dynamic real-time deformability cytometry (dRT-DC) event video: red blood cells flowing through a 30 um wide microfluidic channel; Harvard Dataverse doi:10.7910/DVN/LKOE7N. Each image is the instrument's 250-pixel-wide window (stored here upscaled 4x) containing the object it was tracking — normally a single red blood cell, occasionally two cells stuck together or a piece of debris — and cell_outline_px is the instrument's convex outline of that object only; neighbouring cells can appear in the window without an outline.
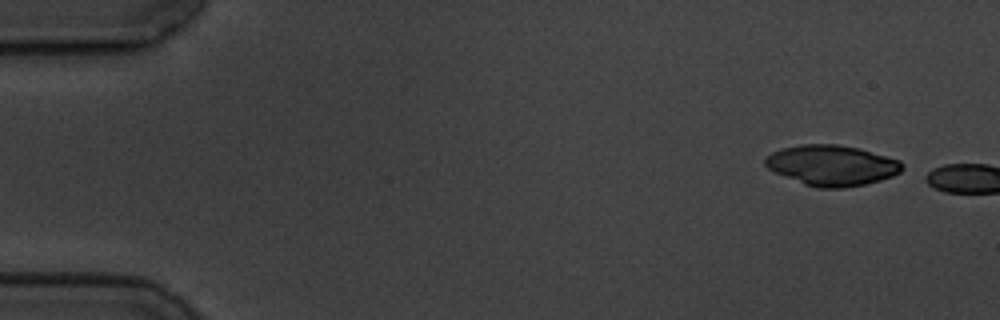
{"species": "common noctule bat (a hibernating species)", "species_latin": "Nyctalus noctula", "temperature_condition": "cold", "stored_images_in_passage": 2, "camera_frame_rate_fps": 3000, "um_per_image_px": 0.085, "animal": {"sex": "male", "body_mass_g": 19.5, "forearm_length_mm": 54.6}, "frame": {"image": 1, "passage_image": 1, "time_ms": 0.0, "image_size_px": [1000, 320], "cell_outline_px": [[904, 168], [900, 172], [892, 176], [880, 180], [864, 184], [844, 188], [820, 188], [804, 184], [776, 172], [768, 168], [764, 164], [764, 156], [772, 152], [784, 148], [800, 144], [836, 144], [860, 148], [900, 160], [904, 164]], "centroid_in_image_um": [70.72, 14.04], "position_along_channel_um": 14.3, "area_um2": 32.31}}